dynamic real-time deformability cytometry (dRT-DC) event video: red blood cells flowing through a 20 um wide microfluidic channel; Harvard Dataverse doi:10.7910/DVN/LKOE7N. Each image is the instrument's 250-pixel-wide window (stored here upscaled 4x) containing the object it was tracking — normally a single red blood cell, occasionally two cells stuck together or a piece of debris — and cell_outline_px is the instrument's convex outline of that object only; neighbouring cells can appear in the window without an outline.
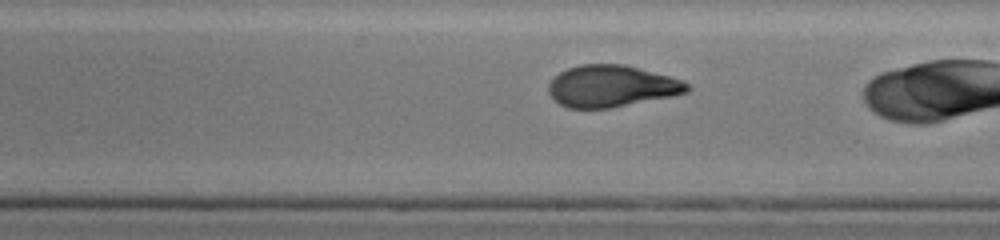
{"species": "human", "species_latin": "Homo sapiens", "temperature_condition": "cold", "stored_images_in_passage": 27, "camera_frame_rate_fps": 3000, "um_per_image_px": 0.085, "donor": {"sex": "male"}, "frame": {"image": 1, "passage_image": 16, "time_ms": 5.0, "image_size_px": [1000, 240], "cell_outline_px": [[692, 88], [688, 92], [672, 96], [608, 108], [568, 108], [560, 104], [548, 92], [548, 84], [560, 72], [568, 68], [580, 64], [624, 64], [668, 76], [680, 80], [688, 84]], "centroid_in_image_um": [51.97, 7.32], "position_along_channel_um": 237.0, "area_um2": 33.35}}